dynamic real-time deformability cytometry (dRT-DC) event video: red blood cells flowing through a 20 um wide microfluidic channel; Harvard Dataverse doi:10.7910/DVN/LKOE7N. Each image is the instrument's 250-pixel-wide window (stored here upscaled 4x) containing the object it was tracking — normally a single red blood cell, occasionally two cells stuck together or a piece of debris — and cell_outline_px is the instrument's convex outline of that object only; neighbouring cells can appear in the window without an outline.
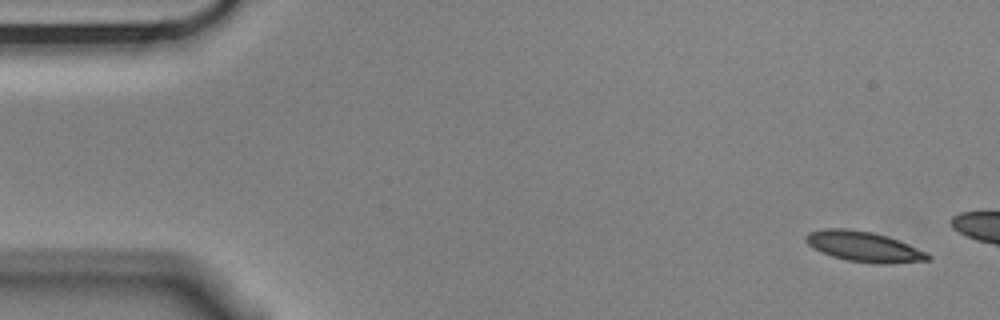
{"species": "Egyptian fruit bat (a non-hibernating species)", "species_latin": "Rousettus aegyptiacus", "temperature_condition": "cold", "stored_images_in_passage": 3, "camera_frame_rate_fps": 3000, "um_per_image_px": 0.085, "animal": {"sex": "male"}, "frame": {"image": 1, "passage_image": 1, "time_ms": 0.0, "image_size_px": [1000, 320], "cell_outline_px": [[932, 260], [884, 264], [876, 264], [848, 260], [832, 256], [820, 252], [812, 248], [804, 240], [804, 236], [808, 232], [824, 228], [844, 228], [872, 232], [908, 244], [928, 252], [932, 256]], "centroid_in_image_um": [73.41, 20.97], "position_along_channel_um": 11.6, "area_um2": 21.62}}
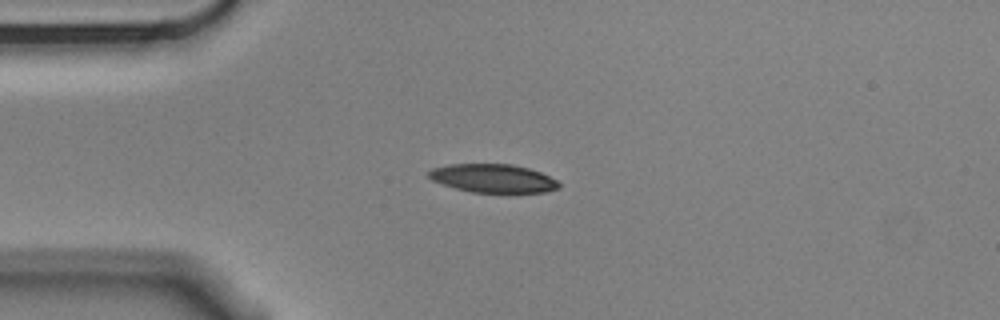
{"frame": {"image": 2, "passage_image": 3, "time_ms": 0.667, "image_size_px": [1000, 320], "cell_outline_px": [[560, 188], [544, 192], [472, 192], [456, 188], [432, 180], [428, 176], [428, 172], [432, 168], [448, 164], [512, 164], [528, 168], [540, 172], [556, 180], [560, 184]], "centroid_in_image_um": [41.9, 15.15], "position_along_channel_um": 43.1, "area_um2": 21.39}}